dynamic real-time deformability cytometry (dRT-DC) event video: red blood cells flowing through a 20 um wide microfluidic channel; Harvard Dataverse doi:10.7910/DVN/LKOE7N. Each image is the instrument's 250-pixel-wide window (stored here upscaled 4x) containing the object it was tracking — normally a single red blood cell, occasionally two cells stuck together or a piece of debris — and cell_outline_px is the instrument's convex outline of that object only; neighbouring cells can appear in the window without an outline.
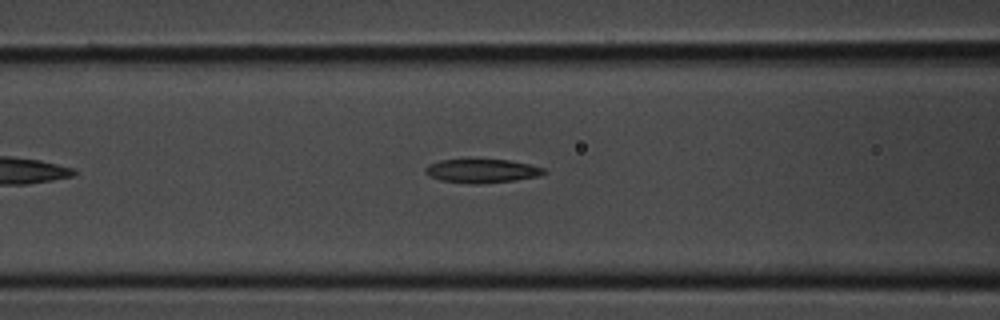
{"species": "common noctule bat (a hibernating species)", "species_latin": "Nyctalus noctula", "temperature_condition": "room temperature", "stored_images_in_passage": 24, "camera_frame_rate_fps": 3000, "um_per_image_px": 0.085, "animal": {"sex": "male", "body_mass_g": 20.1, "forearm_length_mm": 53.5}, "frame": {"image": 1, "passage_image": 4, "time_ms": 1.0, "image_size_px": [1000, 320], "cell_outline_px": [[548, 172], [540, 176], [516, 180], [480, 184], [472, 184], [440, 180], [428, 176], [424, 172], [424, 168], [428, 164], [440, 160], [508, 160], [528, 164], [544, 168]], "centroid_in_image_um": [40.95, 14.54], "position_along_channel_um": 125.7, "area_um2": 16.47}}
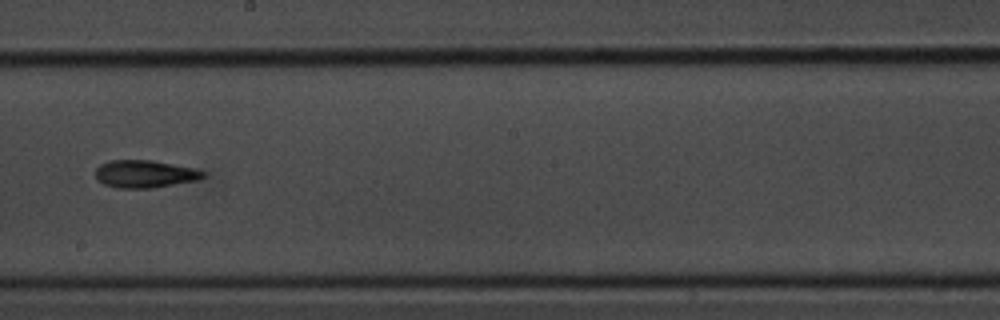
{"frame": {"image": 2, "passage_image": 10, "time_ms": 3.0, "image_size_px": [1000, 320], "cell_outline_px": [[204, 176], [196, 180], [152, 188], [116, 188], [104, 184], [96, 180], [96, 168], [100, 164], [108, 160], [152, 160], [192, 168], [204, 172]], "centroid_in_image_um": [12.23, 14.78], "position_along_channel_um": 236.0, "area_um2": 17.17}}
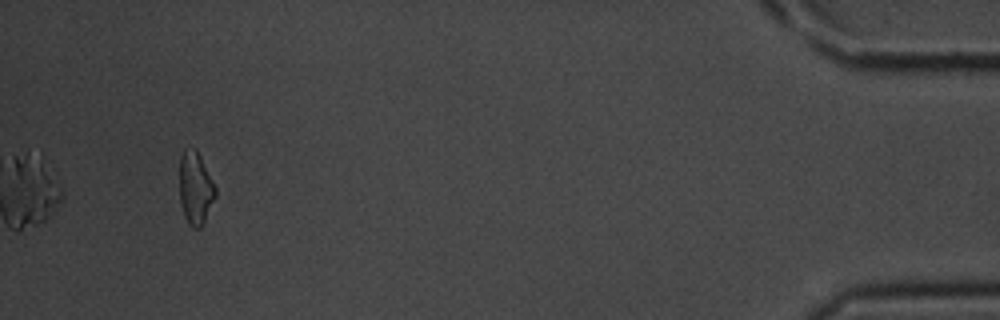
{"frame": {"image": 3, "passage_image": 24, "time_ms": 7.667, "image_size_px": [1000, 320], "cell_outline_px": [[216, 196], [200, 228], [192, 228], [188, 224], [184, 216], [180, 204], [180, 156], [184, 148], [196, 148], [216, 188]], "centroid_in_image_um": [16.59, 15.98], "position_along_channel_um": 418.6, "area_um2": 15.14}}